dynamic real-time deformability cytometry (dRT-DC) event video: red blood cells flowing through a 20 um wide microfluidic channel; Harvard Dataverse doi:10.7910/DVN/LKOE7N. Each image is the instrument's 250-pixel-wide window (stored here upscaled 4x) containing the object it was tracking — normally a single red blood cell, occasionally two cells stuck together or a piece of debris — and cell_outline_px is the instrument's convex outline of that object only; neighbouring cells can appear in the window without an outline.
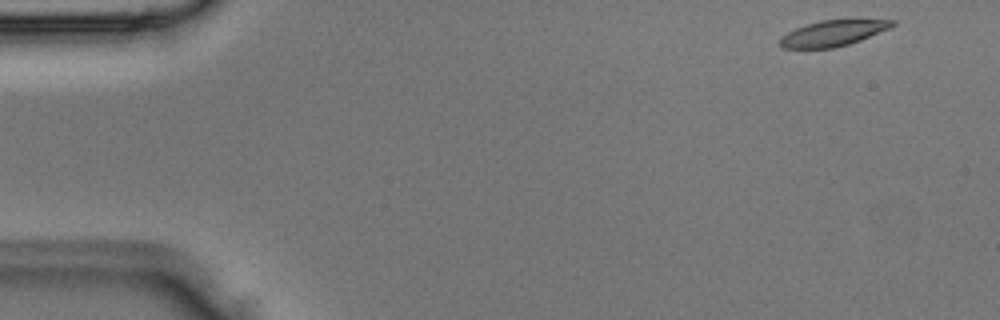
{"species": "Egyptian fruit bat (a non-hibernating species)", "species_latin": "Rousettus aegyptiacus", "temperature_condition": "room temperature", "stored_images_in_passage": 3, "camera_frame_rate_fps": 3000, "um_per_image_px": 0.085, "animal": {"sex": "male"}, "frame": {"image": 1, "passage_image": 1, "time_ms": 0.0, "image_size_px": [1000, 320], "cell_outline_px": [[896, 24], [888, 28], [860, 40], [848, 44], [832, 48], [784, 48], [780, 44], [780, 36], [804, 24], [820, 20], [852, 16], [896, 20]], "centroid_in_image_um": [70.88, 2.74], "position_along_channel_um": 14.1, "area_um2": 17.69}}